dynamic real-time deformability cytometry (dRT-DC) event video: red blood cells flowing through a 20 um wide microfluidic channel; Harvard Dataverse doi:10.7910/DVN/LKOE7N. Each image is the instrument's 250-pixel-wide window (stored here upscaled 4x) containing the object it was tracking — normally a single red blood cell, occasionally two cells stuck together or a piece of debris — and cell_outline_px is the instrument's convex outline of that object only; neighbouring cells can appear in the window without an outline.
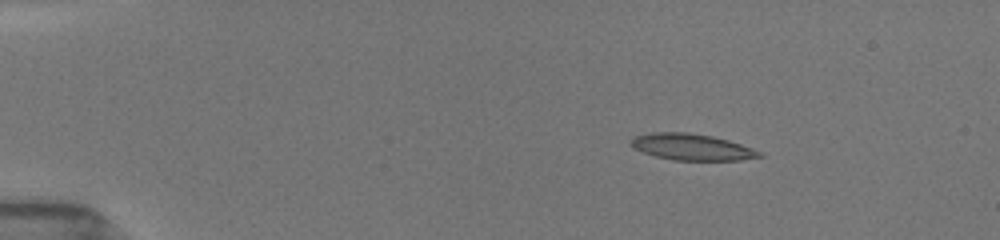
{"species": "common noctule bat (a hibernating species)", "species_latin": "Nyctalus noctula", "temperature_condition": "room temperature", "stored_images_in_passage": 32, "camera_frame_rate_fps": 3000, "um_per_image_px": 0.085, "animal": {"sex": "female", "body_mass_g": 19.5, "forearm_length_mm": 54.1}, "frame": {"image": 1, "passage_image": 2, "time_ms": 0.667, "image_size_px": [1000, 240], "cell_outline_px": [[764, 156], [740, 160], [672, 160], [656, 156], [632, 148], [628, 144], [628, 140], [632, 136], [652, 132], [688, 132], [712, 136], [728, 140], [752, 148], [760, 152]], "centroid_in_image_um": [58.72, 12.48], "position_along_channel_um": 26.3, "area_um2": 19.88}}
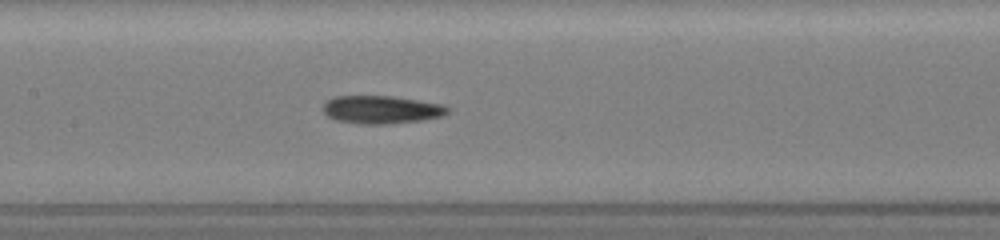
{"frame": {"image": 2, "passage_image": 14, "time_ms": 6.667, "image_size_px": [1000, 240], "cell_outline_px": [[452, 108], [448, 112], [440, 116], [424, 120], [388, 124], [360, 124], [336, 120], [328, 116], [320, 108], [332, 96], [392, 96], [440, 104]], "centroid_in_image_um": [32.39, 9.32], "position_along_channel_um": 175.0, "area_um2": 20.35}}
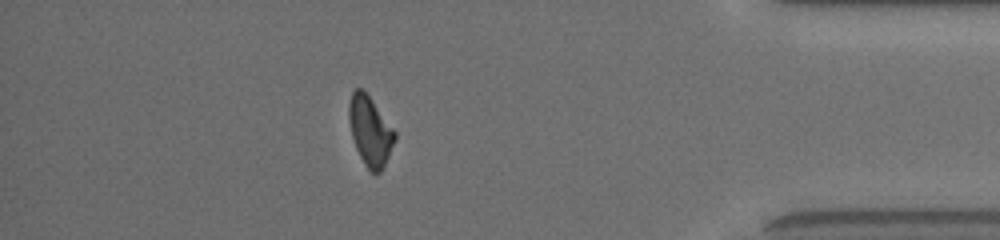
{"frame": {"image": 3, "passage_image": 28, "time_ms": 13.333, "image_size_px": [1000, 240], "cell_outline_px": [[396, 140], [380, 172], [372, 172], [364, 164], [356, 148], [352, 136], [348, 120], [348, 104], [352, 92], [356, 88], [360, 88], [372, 100], [396, 132]], "centroid_in_image_um": [31.45, 11.12], "position_along_channel_um": 403.8, "area_um2": 18.26}, "authors_computed_cell_mechanics": {"area_um2": 19.7098, "velocity_mm_per_s": 3.9492, "shape_relaxation_time_tau1_ms": null, "shape_relaxation_time_tau2_ms": 6.43, "deformation_change_tau1": null, "deformation_change_tau2": 0.1684}}